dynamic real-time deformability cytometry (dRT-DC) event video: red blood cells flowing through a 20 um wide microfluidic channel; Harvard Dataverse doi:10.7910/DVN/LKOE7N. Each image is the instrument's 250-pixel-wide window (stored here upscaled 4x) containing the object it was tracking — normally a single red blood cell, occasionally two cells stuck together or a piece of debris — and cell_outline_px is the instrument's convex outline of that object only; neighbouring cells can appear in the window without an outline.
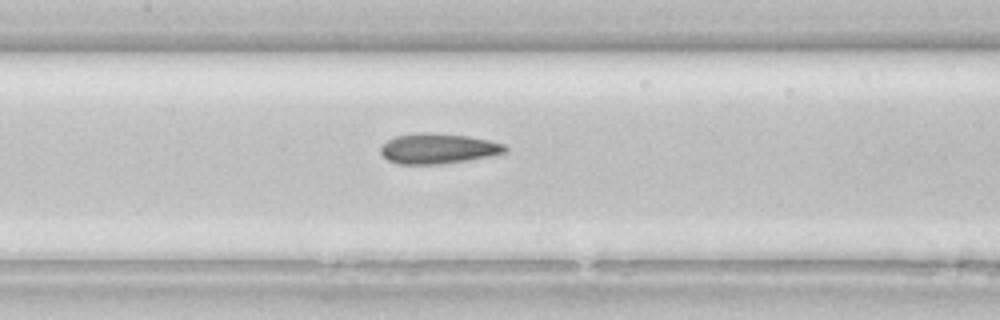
{"species": "common noctule bat (a hibernating species)", "species_latin": "Nyctalus noctula", "temperature_condition": "room temperature", "stored_images_in_passage": 28, "camera_frame_rate_fps": 3000, "um_per_image_px": 0.085, "animal": {"sex": "female", "body_mass_g": 22.7, "forearm_length_mm": 54.2}, "frame": {"image": 1, "passage_image": 13, "time_ms": 4.0, "image_size_px": [1000, 320], "cell_outline_px": [[508, 152], [492, 156], [468, 160], [440, 164], [396, 164], [388, 160], [380, 152], [380, 144], [396, 136], [416, 132], [428, 132], [468, 136], [488, 140], [504, 144], [508, 148]], "centroid_in_image_um": [37.23, 12.63], "position_along_channel_um": 170.2, "area_um2": 22.2}}